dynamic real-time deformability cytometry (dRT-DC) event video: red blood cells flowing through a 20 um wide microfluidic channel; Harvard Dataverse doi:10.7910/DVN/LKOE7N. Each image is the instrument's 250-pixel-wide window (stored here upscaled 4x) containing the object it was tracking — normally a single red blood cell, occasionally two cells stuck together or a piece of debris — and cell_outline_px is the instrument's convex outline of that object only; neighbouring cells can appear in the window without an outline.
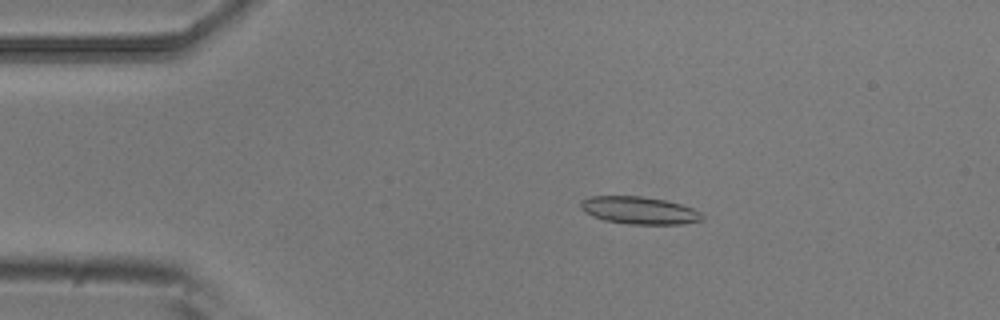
{"species": "common noctule bat (a hibernating species)", "species_latin": "Nyctalus noctula", "temperature_condition": "room temperature", "stored_images_in_passage": 12, "camera_frame_rate_fps": 3000, "um_per_image_px": 0.085, "animal": {"sex": "male", "body_mass_g": 20.5, "forearm_length_mm": 52.5}, "frame": {"image": 1, "passage_image": 1, "time_ms": 0.0, "image_size_px": [1000, 320], "cell_outline_px": [[704, 220], [684, 224], [628, 224], [604, 220], [592, 216], [584, 212], [580, 208], [580, 200], [588, 196], [640, 196], [664, 200], [680, 204], [692, 208], [700, 212], [704, 216]], "centroid_in_image_um": [54.31, 17.88], "position_along_channel_um": 30.7, "area_um2": 19.59}}
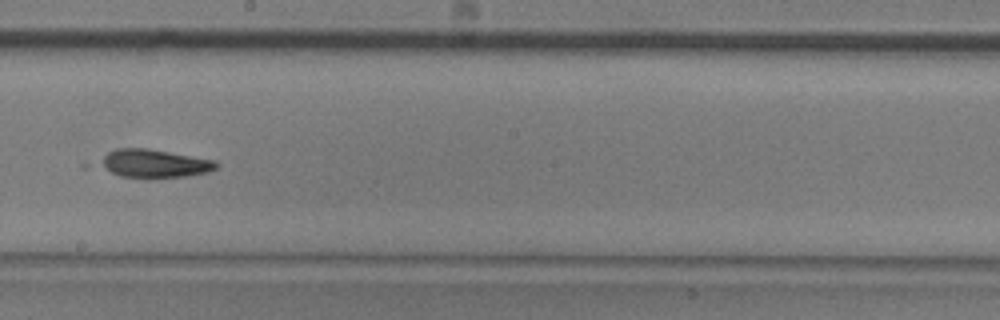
{"frame": {"image": 2, "passage_image": 6, "time_ms": 1.667, "image_size_px": [1000, 320], "cell_outline_px": [[220, 164], [216, 168], [208, 172], [188, 176], [120, 176], [112, 172], [100, 164], [104, 156], [108, 152], [116, 148], [148, 148], [216, 160]], "centroid_in_image_um": [13.19, 13.86], "position_along_channel_um": 235.0, "area_um2": 18.55}}
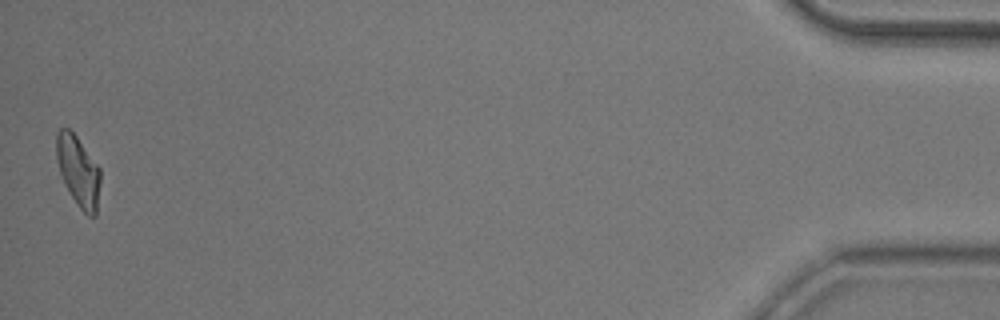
{"frame": {"image": 3, "passage_image": 12, "time_ms": 3.667, "image_size_px": [1000, 320], "cell_outline_px": [[100, 184], [96, 216], [88, 216], [80, 208], [64, 184], [56, 160], [56, 132], [60, 128], [68, 128], [76, 136], [100, 168]], "centroid_in_image_um": [6.65, 14.54], "position_along_channel_um": 428.6, "area_um2": 17.98}}